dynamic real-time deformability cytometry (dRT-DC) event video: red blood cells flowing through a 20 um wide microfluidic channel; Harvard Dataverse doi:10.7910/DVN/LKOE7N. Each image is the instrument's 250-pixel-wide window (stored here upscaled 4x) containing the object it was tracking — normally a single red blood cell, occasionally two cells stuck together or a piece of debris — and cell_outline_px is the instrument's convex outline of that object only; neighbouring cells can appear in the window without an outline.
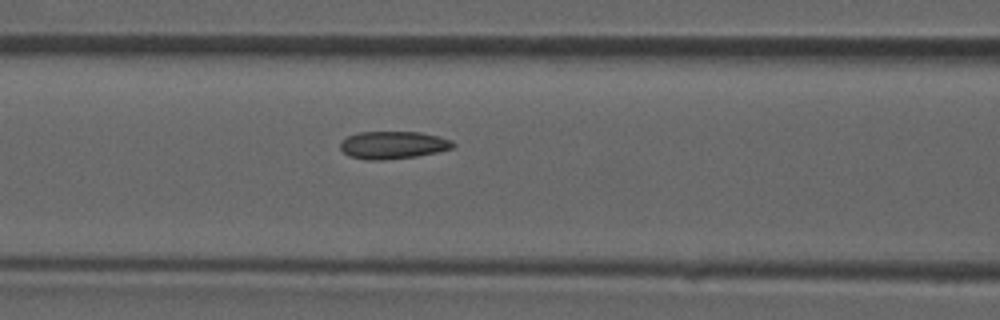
{"species": "common noctule bat (a hibernating species)", "species_latin": "Nyctalus noctula", "temperature_condition": "room temperature", "stored_images_in_passage": 28, "camera_frame_rate_fps": 3000, "um_per_image_px": 0.085, "animal": {"sex": "male", "forearm_length_mm": 52.5}, "frame": {"image": 1, "passage_image": 5, "time_ms": 1.333, "image_size_px": [1000, 320], "cell_outline_px": [[456, 144], [452, 148], [436, 152], [416, 156], [380, 160], [364, 160], [348, 156], [340, 148], [340, 140], [348, 136], [360, 132], [420, 132], [452, 140]], "centroid_in_image_um": [33.37, 12.33], "position_along_channel_um": 133.2, "area_um2": 18.09}}
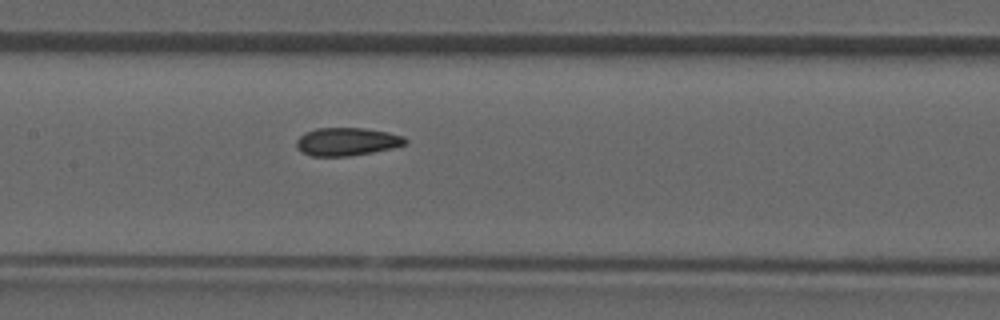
{"frame": {"image": 2, "passage_image": 8, "time_ms": 2.333, "image_size_px": [1000, 320], "cell_outline_px": [[408, 140], [404, 144], [392, 148], [372, 152], [348, 156], [312, 156], [300, 152], [296, 148], [296, 140], [304, 132], [316, 128], [364, 128], [388, 132], [404, 136]], "centroid_in_image_um": [29.44, 12.04], "position_along_channel_um": 178.0, "area_um2": 17.86}}